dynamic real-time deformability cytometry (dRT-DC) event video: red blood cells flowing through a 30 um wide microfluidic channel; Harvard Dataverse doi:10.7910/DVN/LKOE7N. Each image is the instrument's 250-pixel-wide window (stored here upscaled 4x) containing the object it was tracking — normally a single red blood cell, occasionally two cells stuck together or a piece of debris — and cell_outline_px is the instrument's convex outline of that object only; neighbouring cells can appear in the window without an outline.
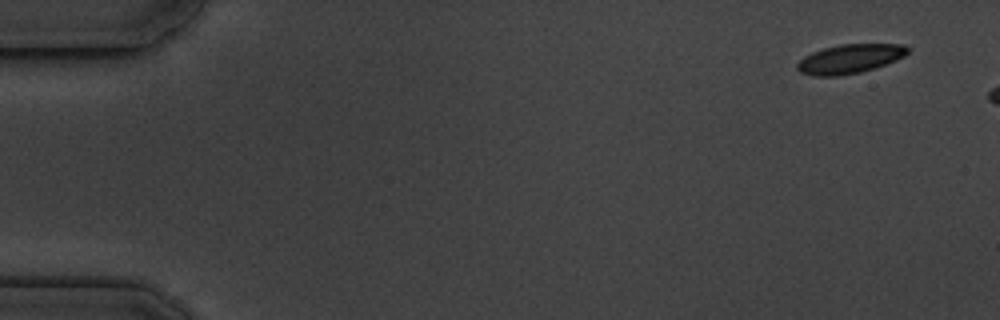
{"species": "common noctule bat (a hibernating species)", "species_latin": "Nyctalus noctula", "temperature_condition": "cold", "stored_images_in_passage": 3, "camera_frame_rate_fps": 3000, "um_per_image_px": 0.085, "animal": {"sex": "male", "body_mass_g": 19.5, "forearm_length_mm": 54.6}, "frame": {"image": 1, "passage_image": 1, "time_ms": 0.0, "image_size_px": [1000, 320], "cell_outline_px": [[912, 48], [904, 56], [896, 60], [876, 68], [860, 72], [836, 76], [812, 76], [800, 72], [796, 68], [796, 64], [804, 56], [812, 52], [824, 48], [840, 44], [904, 44]], "centroid_in_image_um": [72.25, 5.0], "position_along_channel_um": 12.8, "area_um2": 18.9}}